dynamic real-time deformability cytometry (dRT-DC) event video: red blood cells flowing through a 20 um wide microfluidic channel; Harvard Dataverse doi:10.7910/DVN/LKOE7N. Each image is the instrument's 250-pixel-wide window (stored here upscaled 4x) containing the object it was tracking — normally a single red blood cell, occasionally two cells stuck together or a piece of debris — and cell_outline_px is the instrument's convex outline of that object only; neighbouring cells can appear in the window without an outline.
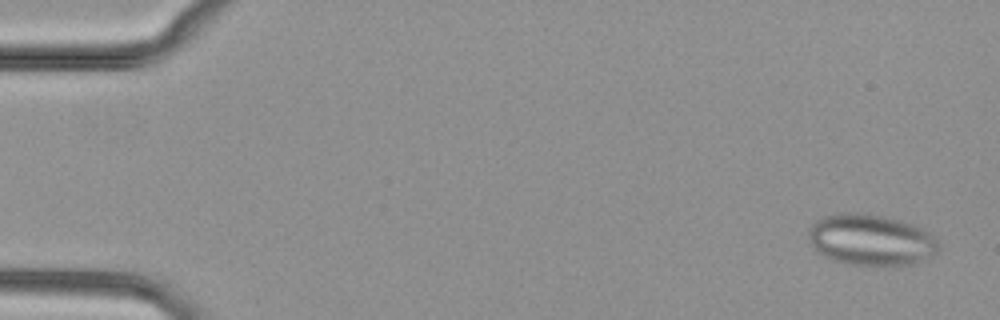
{"species": "common noctule bat (a hibernating species)", "species_latin": "Nyctalus noctula", "temperature_condition": "cold", "stored_images_in_passage": 51, "camera_frame_rate_fps": 3000, "um_per_image_px": 0.085, "animal": {"sex": "female", "body_mass_g": 29.2, "forearm_length_mm": 56.3}, "frame": {"image": 1, "passage_image": 2, "time_ms": 0.333, "image_size_px": [1000, 320], "cell_outline_px": [[940, 248], [932, 256], [916, 264], [852, 264], [832, 260], [824, 256], [812, 244], [808, 236], [808, 228], [816, 220], [824, 216], [844, 212], [856, 212], [880, 216], [912, 224], [928, 232], [940, 244]], "centroid_in_image_um": [74.02, 20.38], "position_along_channel_um": 11.0, "area_um2": 38.26}}
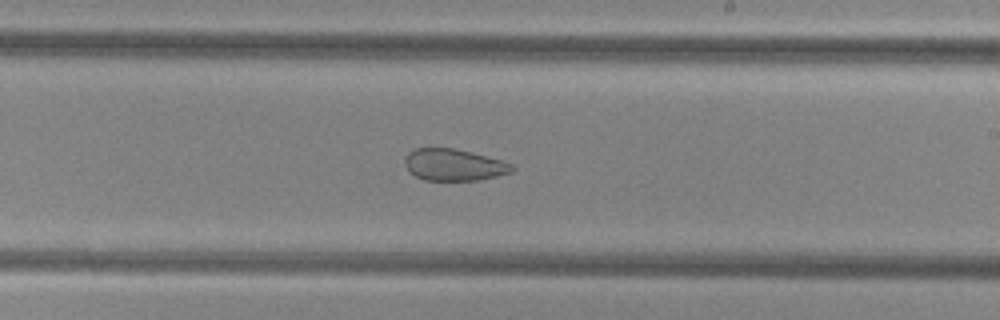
{"frame": {"image": 2, "passage_image": 30, "time_ms": 9.667, "image_size_px": [1000, 320], "cell_outline_px": [[516, 168], [512, 172], [496, 176], [476, 180], [424, 180], [416, 176], [404, 164], [404, 160], [408, 152], [416, 148], [452, 148], [500, 160], [512, 164]], "centroid_in_image_um": [38.57, 14.01], "position_along_channel_um": 250.4, "area_um2": 19.48}}
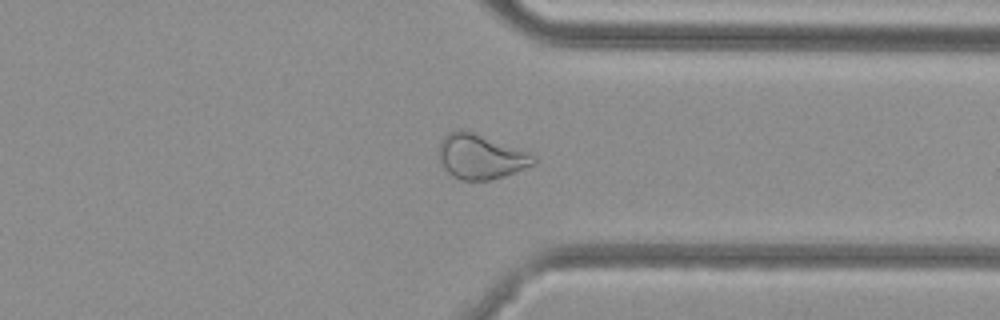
{"frame": {"image": 3, "passage_image": 39, "time_ms": 12.667, "image_size_px": [1000, 320], "cell_outline_px": [[536, 164], [516, 172], [504, 176], [488, 180], [460, 180], [452, 176], [444, 168], [440, 160], [440, 140], [448, 132], [460, 128], [472, 132], [536, 156]], "centroid_in_image_um": [40.83, 13.33], "position_along_channel_um": 370.6, "area_um2": 24.33}}